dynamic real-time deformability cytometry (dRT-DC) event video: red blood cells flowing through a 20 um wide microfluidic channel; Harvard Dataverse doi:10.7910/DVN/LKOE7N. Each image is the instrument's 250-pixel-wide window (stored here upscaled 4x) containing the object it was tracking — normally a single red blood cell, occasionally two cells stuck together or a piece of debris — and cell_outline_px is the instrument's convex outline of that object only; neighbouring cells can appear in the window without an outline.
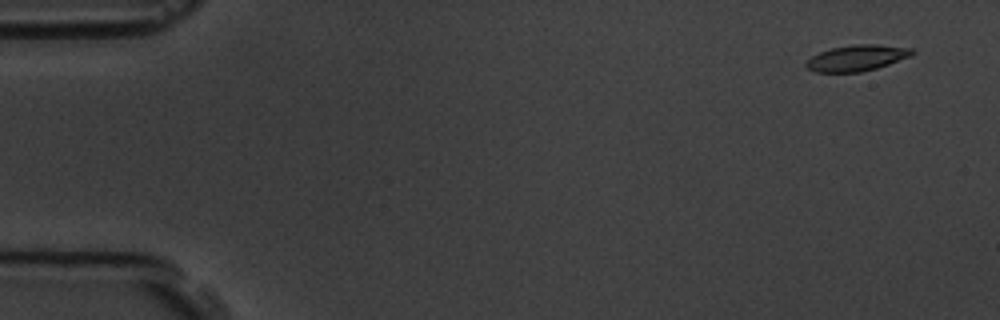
{"species": "common noctule bat (a hibernating species)", "species_latin": "Nyctalus noctula", "temperature_condition": "room temperature", "stored_images_in_passage": 4, "camera_frame_rate_fps": 3000, "um_per_image_px": 0.085, "animal": {"sex": "male", "body_mass_g": 19.5, "forearm_length_mm": 54.6}, "frame": {"image": 1, "passage_image": 1, "time_ms": 0.0, "image_size_px": [1000, 320], "cell_outline_px": [[916, 52], [912, 56], [876, 68], [860, 72], [816, 72], [808, 68], [804, 64], [812, 56], [820, 52], [832, 48], [856, 44], [876, 44], [912, 48]], "centroid_in_image_um": [72.86, 4.92], "position_along_channel_um": 12.1, "area_um2": 15.95}}